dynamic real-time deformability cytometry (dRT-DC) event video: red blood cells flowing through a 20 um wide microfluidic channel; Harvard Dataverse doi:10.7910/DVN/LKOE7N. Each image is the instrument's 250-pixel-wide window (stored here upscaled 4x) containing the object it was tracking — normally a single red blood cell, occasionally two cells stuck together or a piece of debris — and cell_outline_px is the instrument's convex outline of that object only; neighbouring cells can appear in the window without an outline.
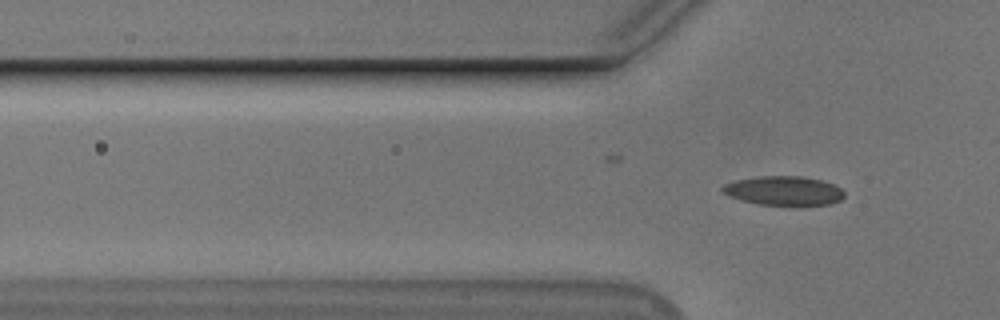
{"species": "Egyptian fruit bat (a non-hibernating species)", "species_latin": "Rousettus aegyptiacus", "temperature_condition": "cold", "stored_images_in_passage": 4, "camera_frame_rate_fps": 3000, "um_per_image_px": 0.085, "animal": {"sex": "male"}, "frame": {"image": 1, "passage_image": 4, "time_ms": 1.0, "image_size_px": [1000, 320], "cell_outline_px": [[844, 196], [840, 200], [828, 204], [760, 204], [740, 200], [728, 196], [720, 192], [720, 188], [724, 184], [736, 180], [760, 176], [804, 176], [820, 180], [832, 184], [840, 188], [844, 192]], "centroid_in_image_um": [66.56, 16.19], "position_along_channel_um": 59.2, "area_um2": 20.46}}